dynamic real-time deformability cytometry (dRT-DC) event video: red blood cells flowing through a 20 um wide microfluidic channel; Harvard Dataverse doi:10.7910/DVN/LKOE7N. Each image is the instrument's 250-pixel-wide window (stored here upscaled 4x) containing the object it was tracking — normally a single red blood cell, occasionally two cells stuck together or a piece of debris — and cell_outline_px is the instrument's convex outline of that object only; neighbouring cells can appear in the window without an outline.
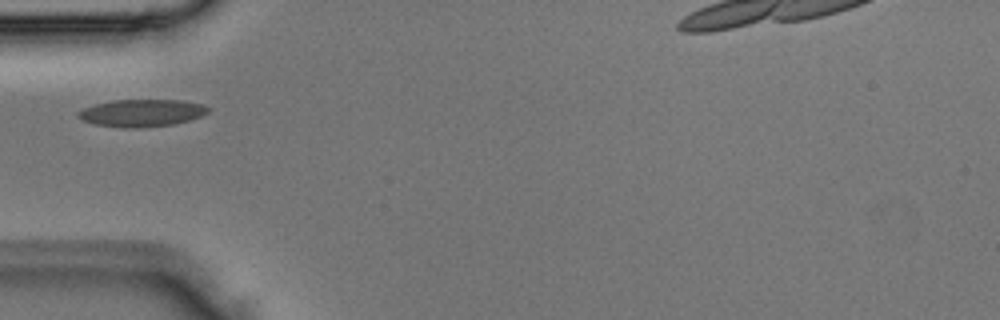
{"species": "Egyptian fruit bat (a non-hibernating species)", "species_latin": "Rousettus aegyptiacus", "temperature_condition": "room temperature", "stored_images_in_passage": 1, "camera_frame_rate_fps": 3000, "um_per_image_px": 0.085, "animal": {"sex": "male"}, "frame": {"image": 1, "passage_image": 1, "time_ms": 0.0, "image_size_px": [1000, 320], "cell_outline_px": [[212, 108], [208, 112], [200, 116], [176, 124], [140, 128], [124, 128], [96, 124], [84, 120], [76, 116], [76, 112], [92, 104], [112, 100], [180, 100], [204, 104]], "centroid_in_image_um": [12.05, 9.59], "position_along_channel_um": 72.9, "area_um2": 20.87}}